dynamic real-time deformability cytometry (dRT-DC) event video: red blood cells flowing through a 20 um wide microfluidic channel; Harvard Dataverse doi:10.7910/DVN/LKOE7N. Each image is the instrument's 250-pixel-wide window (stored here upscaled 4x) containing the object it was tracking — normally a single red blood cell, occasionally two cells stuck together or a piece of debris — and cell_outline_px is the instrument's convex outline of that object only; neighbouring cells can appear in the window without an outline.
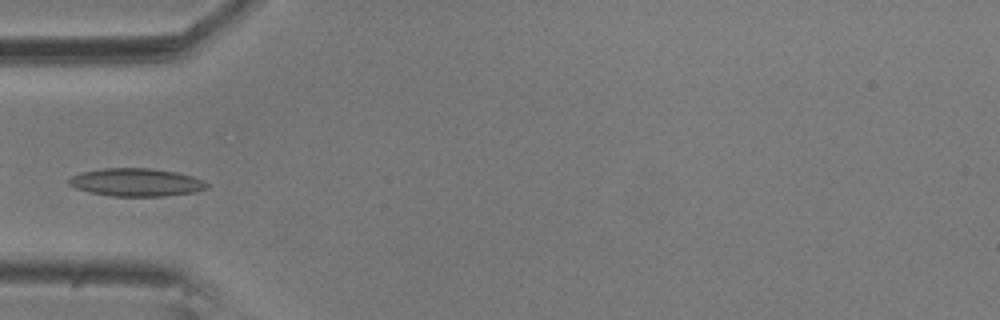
{"species": "common noctule bat (a hibernating species)", "species_latin": "Nyctalus noctula", "temperature_condition": "room temperature", "stored_images_in_passage": 9, "camera_frame_rate_fps": 3000, "um_per_image_px": 0.085, "animal": {"sex": "male", "body_mass_g": 20.5, "forearm_length_mm": 52.5}, "frame": {"image": 1, "passage_image": 6, "time_ms": 1.667, "image_size_px": [1000, 320], "cell_outline_px": [[208, 188], [196, 192], [164, 196], [112, 196], [88, 192], [76, 188], [68, 184], [68, 180], [72, 176], [84, 172], [104, 168], [148, 168], [176, 172], [192, 176], [204, 180], [208, 184]], "centroid_in_image_um": [11.61, 15.5], "position_along_channel_um": 73.4, "area_um2": 22.43}}
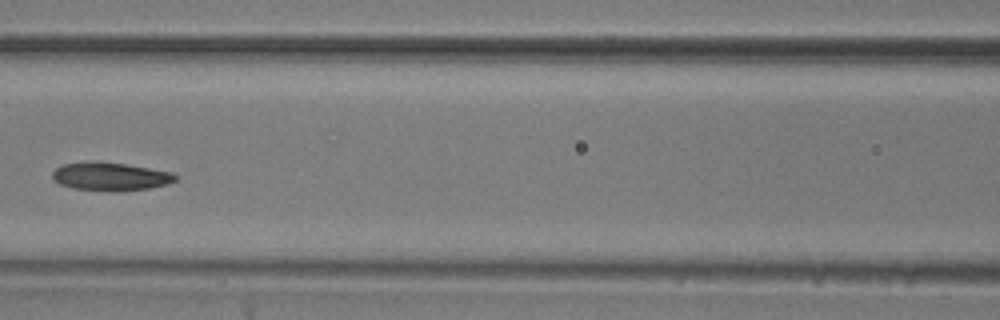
{"frame": {"image": 2, "passage_image": 8, "time_ms": 2.333, "image_size_px": [1000, 320], "cell_outline_px": [[176, 180], [168, 184], [148, 188], [116, 192], [108, 192], [72, 188], [60, 184], [52, 180], [52, 172], [56, 168], [64, 164], [84, 160], [100, 160], [172, 172], [176, 176]], "centroid_in_image_um": [9.32, 14.99], "position_along_channel_um": 157.3, "area_um2": 20.69}}
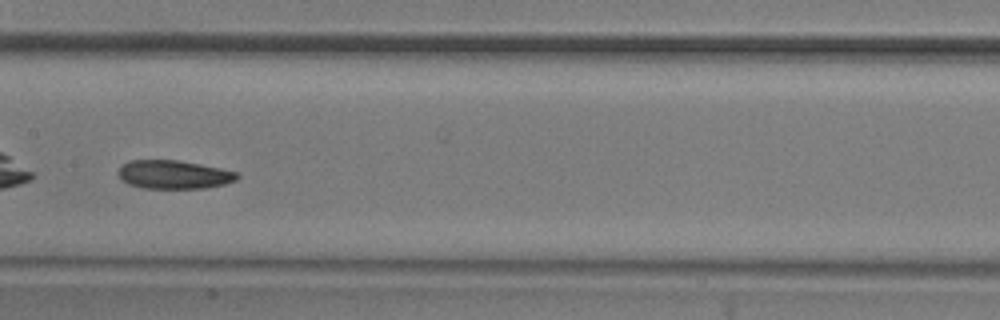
{"frame": {"image": 3, "passage_image": 9, "time_ms": 2.667, "image_size_px": [1000, 320], "cell_outline_px": [[240, 176], [236, 180], [224, 184], [204, 188], [144, 188], [128, 184], [120, 180], [116, 172], [124, 164], [132, 160], [176, 160], [200, 164], [220, 168], [236, 172]], "centroid_in_image_um": [14.74, 14.84], "position_along_channel_um": 192.7, "area_um2": 19.71}}